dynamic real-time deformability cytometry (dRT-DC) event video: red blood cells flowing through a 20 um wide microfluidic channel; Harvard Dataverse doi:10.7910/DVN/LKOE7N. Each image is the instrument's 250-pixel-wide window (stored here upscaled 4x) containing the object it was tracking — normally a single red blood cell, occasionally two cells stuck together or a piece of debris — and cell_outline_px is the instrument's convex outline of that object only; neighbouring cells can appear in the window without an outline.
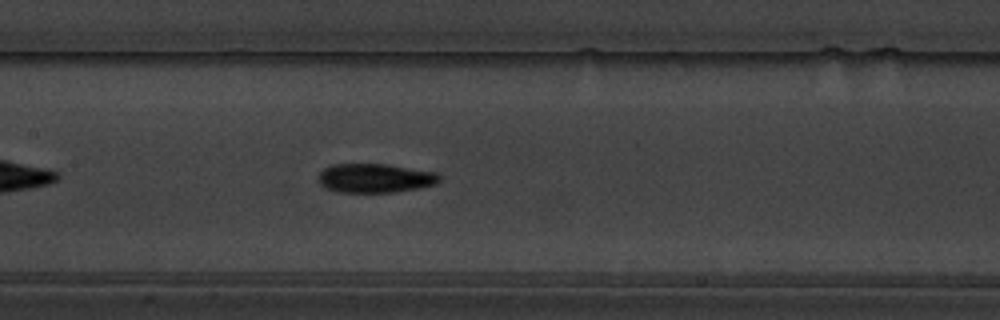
{"species": "common noctule bat (a hibernating species)", "species_latin": "Nyctalus noctula", "temperature_condition": "warm", "stored_images_in_passage": 39, "camera_frame_rate_fps": 3000, "um_per_image_px": 0.085, "animal": {"sex": "male", "body_mass_g": 19.5, "forearm_length_mm": 54.6}, "frame": {"image": 1, "passage_image": 13, "time_ms": 4.0, "image_size_px": [1000, 320], "cell_outline_px": [[440, 180], [436, 184], [416, 188], [392, 192], [340, 192], [324, 188], [320, 184], [320, 172], [324, 168], [332, 164], [388, 164], [436, 172], [440, 176]], "centroid_in_image_um": [31.88, 15.13], "position_along_channel_um": 175.5, "area_um2": 20.4}}
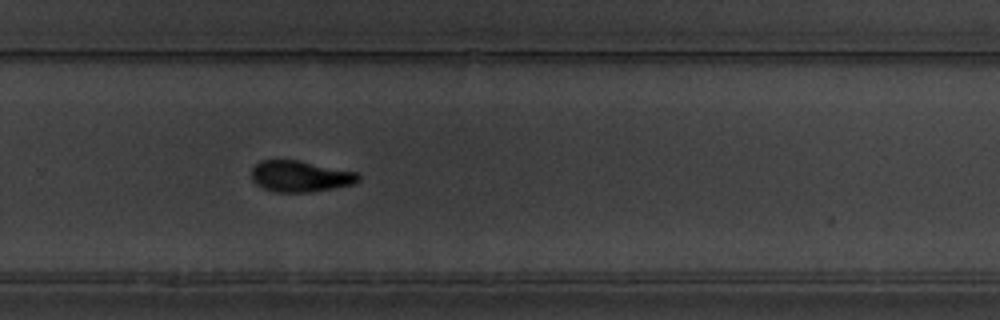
{"frame": {"image": 2, "passage_image": 24, "time_ms": 7.667, "image_size_px": [1000, 320], "cell_outline_px": [[360, 180], [356, 184], [308, 192], [276, 192], [264, 188], [256, 184], [252, 180], [252, 168], [260, 160], [296, 160], [356, 172], [360, 176]], "centroid_in_image_um": [25.52, 14.99], "position_along_channel_um": 304.3, "area_um2": 19.25}}
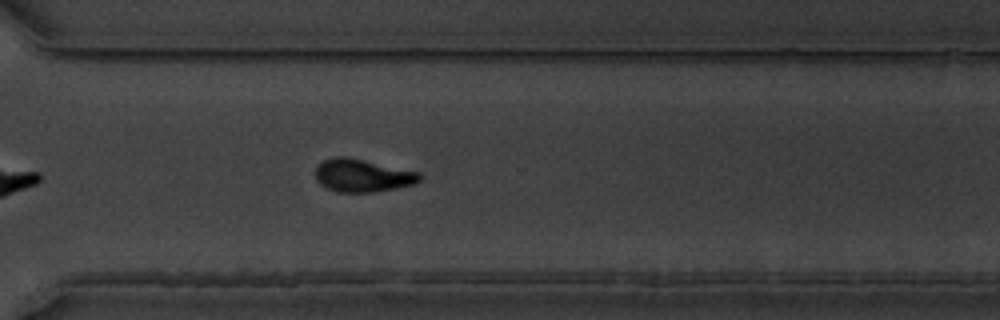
{"frame": {"image": 3, "passage_image": 27, "time_ms": 8.667, "image_size_px": [1000, 320], "cell_outline_px": [[424, 176], [416, 184], [376, 192], [336, 192], [320, 184], [316, 180], [316, 168], [324, 160], [336, 156], [344, 156], [420, 172]], "centroid_in_image_um": [30.85, 14.93], "position_along_channel_um": 339.8, "area_um2": 19.94}}